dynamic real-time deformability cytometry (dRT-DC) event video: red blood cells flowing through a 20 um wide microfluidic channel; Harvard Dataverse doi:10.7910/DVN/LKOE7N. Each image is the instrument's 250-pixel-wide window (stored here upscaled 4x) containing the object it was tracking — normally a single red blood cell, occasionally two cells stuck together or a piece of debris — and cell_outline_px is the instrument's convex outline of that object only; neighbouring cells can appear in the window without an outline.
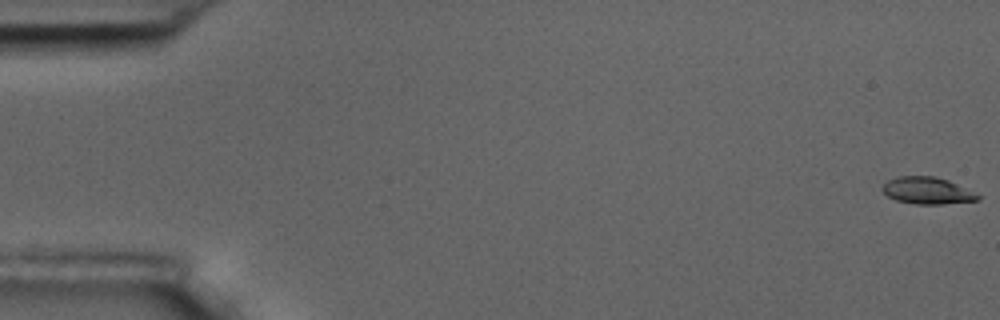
{"species": "common noctule bat (a hibernating species)", "species_latin": "Nyctalus noctula", "temperature_condition": "room temperature", "stored_images_in_passage": 58, "camera_frame_rate_fps": 3000, "um_per_image_px": 0.085, "animal": {"sex": "male", "body_mass_g": 17.5, "forearm_length_mm": 52.3}, "frame": {"image": 1, "passage_image": 1, "time_ms": 0.0, "image_size_px": [1000, 320], "cell_outline_px": [[980, 200], [944, 204], [916, 204], [896, 200], [888, 196], [880, 188], [888, 180], [900, 176], [936, 176], [948, 180], [980, 196]], "centroid_in_image_um": [78.79, 16.2], "position_along_channel_um": 6.2, "area_um2": 14.8}}
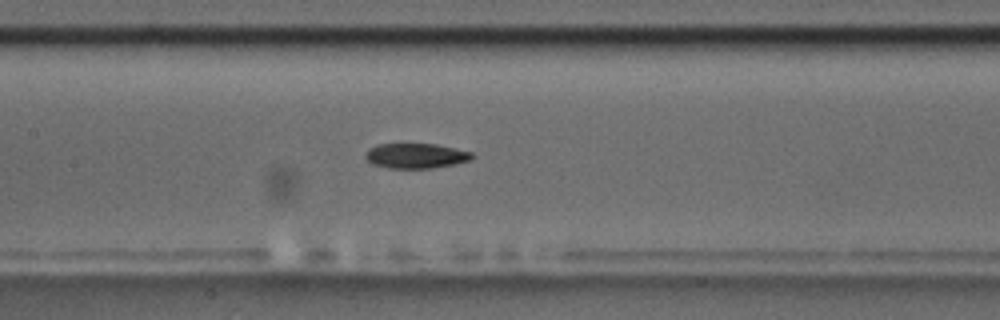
{"frame": {"image": 2, "passage_image": 28, "time_ms": 9.0, "image_size_px": [1000, 320], "cell_outline_px": [[476, 156], [472, 160], [456, 164], [432, 168], [388, 168], [372, 164], [364, 156], [368, 148], [380, 144], [436, 144], [472, 152]], "centroid_in_image_um": [35.38, 13.25], "position_along_channel_um": 172.0, "area_um2": 15.66}}
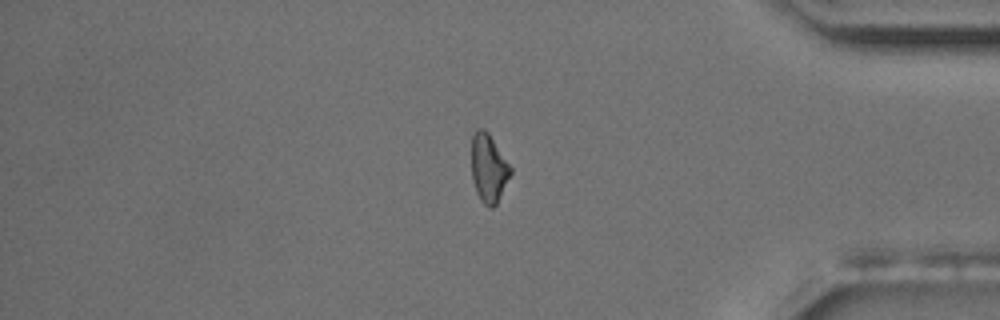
{"frame": {"image": 3, "passage_image": 49, "time_ms": 16.0, "image_size_px": [1000, 320], "cell_outline_px": [[512, 172], [496, 204], [492, 208], [488, 208], [480, 200], [476, 192], [472, 180], [472, 136], [476, 128], [484, 128], [488, 132], [512, 168]], "centroid_in_image_um": [41.52, 14.29], "position_along_channel_um": 393.7, "area_um2": 15.55}, "authors_computed_cell_mechanics": {"area_um2": 15.9239, "velocity_mm_per_s": 3.5421, "shape_relaxation_time_tau1_ms": 5.3378, "shape_relaxation_time_tau2_ms": 2.6425, "deformation_change_tau1": 0.1657, "deformation_change_tau2": 0.0927}}